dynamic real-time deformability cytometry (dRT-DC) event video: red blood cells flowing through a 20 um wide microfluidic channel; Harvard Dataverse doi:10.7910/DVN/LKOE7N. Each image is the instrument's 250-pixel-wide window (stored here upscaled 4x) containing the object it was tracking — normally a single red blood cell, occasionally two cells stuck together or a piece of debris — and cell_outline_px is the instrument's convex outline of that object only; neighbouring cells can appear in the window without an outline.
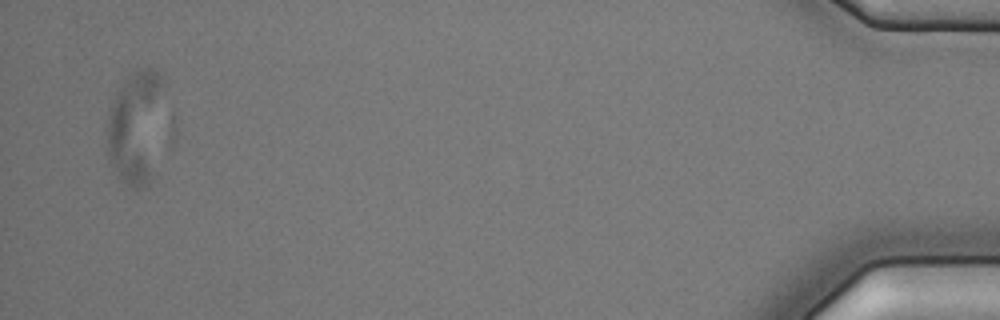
{"species": "common noctule bat (a hibernating species)", "species_latin": "Nyctalus noctula", "temperature_condition": "cold", "stored_images_in_passage": 53, "camera_frame_rate_fps": 3000, "um_per_image_px": 0.085, "animal": {"sex": "male", "body_mass_g": 17.9, "forearm_length_mm": 54.2}, "frame": {"image": 1, "passage_image": 52, "time_ms": 17.0, "image_size_px": [1000, 320], "cell_outline_px": [[160, 84], [148, 184], [136, 188], [128, 188], [120, 180], [112, 168], [108, 156], [104, 124], [116, 92], [120, 84], [128, 76], [140, 68], [152, 68], [160, 76]], "centroid_in_image_um": [11.32, 10.8], "position_along_channel_um": 423.9, "area_um2": 35.2}}